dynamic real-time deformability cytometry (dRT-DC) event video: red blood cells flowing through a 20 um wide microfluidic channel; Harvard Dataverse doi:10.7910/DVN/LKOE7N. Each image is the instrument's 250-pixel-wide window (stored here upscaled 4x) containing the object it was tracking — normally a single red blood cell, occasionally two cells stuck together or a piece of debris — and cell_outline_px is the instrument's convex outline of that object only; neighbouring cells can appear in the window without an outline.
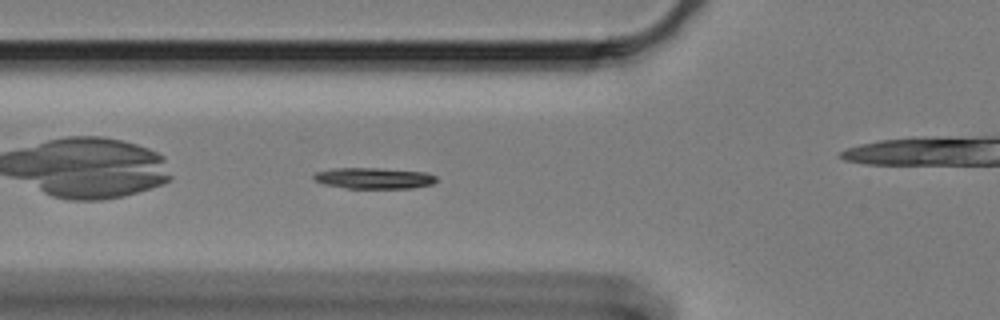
{"species": "Egyptian fruit bat (a non-hibernating species)", "species_latin": "Rousettus aegyptiacus", "temperature_condition": "cold", "stored_images_in_passage": 44, "camera_frame_rate_fps": 3000, "um_per_image_px": 0.085, "animal": {"sex": "female"}, "frame": {"image": 1, "passage_image": 5, "time_ms": 1.333, "image_size_px": [1000, 320], "cell_outline_px": [[436, 180], [432, 184], [412, 188], [348, 188], [324, 184], [312, 180], [312, 176], [316, 172], [336, 168], [380, 168], [424, 172], [436, 176]], "centroid_in_image_um": [31.75, 15.14], "position_along_channel_um": 94.1, "area_um2": 14.97}}
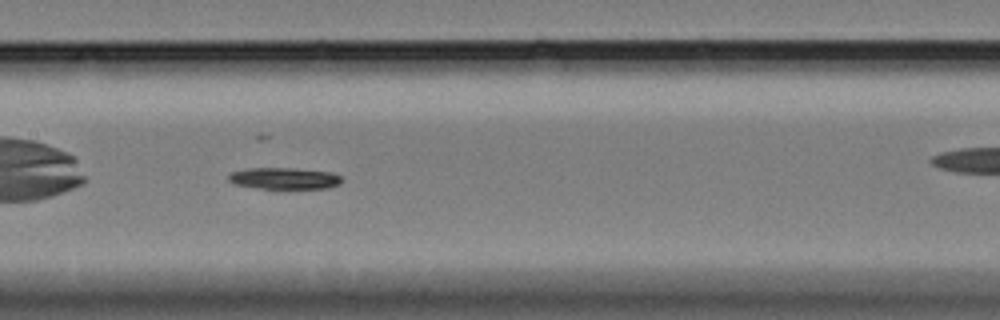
{"frame": {"image": 2, "passage_image": 13, "time_ms": 4.0, "image_size_px": [1000, 320], "cell_outline_px": [[344, 180], [340, 184], [328, 188], [260, 188], [236, 184], [228, 180], [228, 176], [232, 172], [248, 168], [292, 168], [332, 172], [344, 176]], "centroid_in_image_um": [24.25, 15.15], "position_along_channel_um": 183.2, "area_um2": 14.22}}
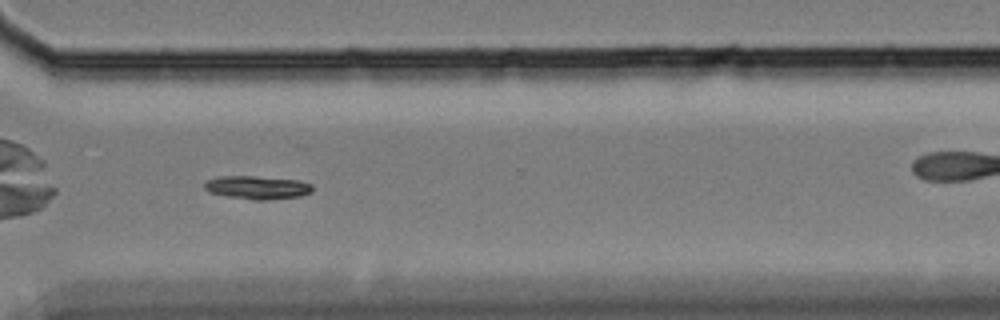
{"frame": {"image": 3, "passage_image": 28, "time_ms": 9.0, "image_size_px": [1000, 320], "cell_outline_px": [[312, 192], [300, 196], [268, 200], [252, 200], [228, 196], [208, 192], [204, 188], [204, 180], [216, 176], [252, 176], [296, 180], [312, 184]], "centroid_in_image_um": [21.81, 15.93], "position_along_channel_um": 348.8, "area_um2": 14.74}, "authors_computed_cell_mechanics": {"area_um2": 14.1321, "velocity_mm_per_s": 3.3182, "shape_relaxation_time_tau1_ms": 2.4593, "shape_relaxation_time_tau2_ms": null, "deformation_change_tau1": 0.0657, "deformation_change_tau2": null}}